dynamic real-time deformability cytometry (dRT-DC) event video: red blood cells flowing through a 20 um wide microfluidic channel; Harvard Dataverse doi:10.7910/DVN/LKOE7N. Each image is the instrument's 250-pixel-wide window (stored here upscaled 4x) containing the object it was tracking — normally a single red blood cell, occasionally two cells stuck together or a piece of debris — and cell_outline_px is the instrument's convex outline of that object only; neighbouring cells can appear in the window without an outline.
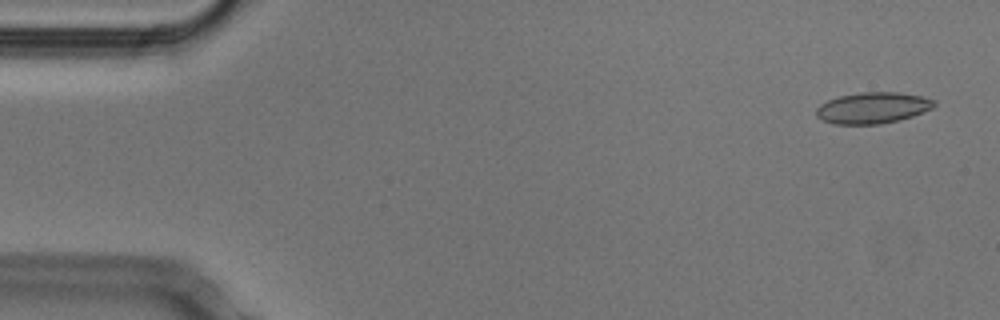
{"species": "Egyptian fruit bat (a non-hibernating species)", "species_latin": "Rousettus aegyptiacus", "temperature_condition": "cold", "stored_images_in_passage": 52, "camera_frame_rate_fps": 3000, "um_per_image_px": 0.085, "animal": {"sex": "male"}, "frame": {"image": 1, "passage_image": 2, "time_ms": 0.333, "image_size_px": [1000, 320], "cell_outline_px": [[936, 104], [932, 108], [912, 116], [900, 120], [880, 124], [832, 124], [816, 116], [816, 108], [820, 104], [828, 100], [840, 96], [860, 92], [900, 92], [924, 96], [936, 100]], "centroid_in_image_um": [74.2, 9.16], "position_along_channel_um": 10.8, "area_um2": 21.56}}
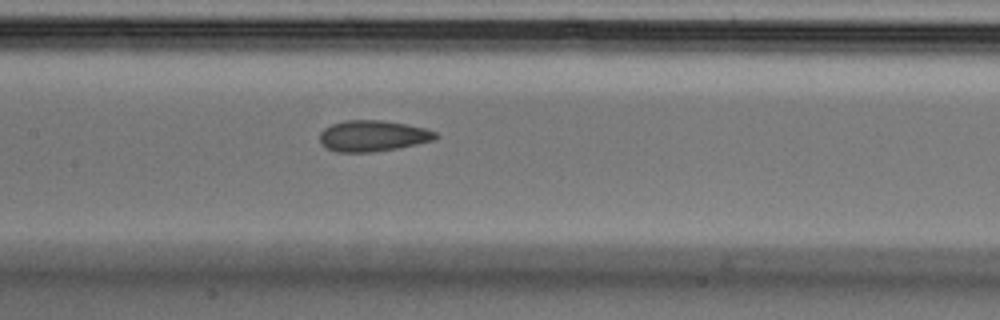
{"frame": {"image": 2, "passage_image": 24, "time_ms": 7.667, "image_size_px": [1000, 320], "cell_outline_px": [[440, 136], [436, 140], [396, 148], [372, 152], [336, 152], [324, 148], [320, 144], [320, 132], [324, 128], [332, 124], [344, 120], [380, 120], [408, 124], [424, 128], [436, 132]], "centroid_in_image_um": [31.67, 11.55], "position_along_channel_um": 175.7, "area_um2": 21.15}}
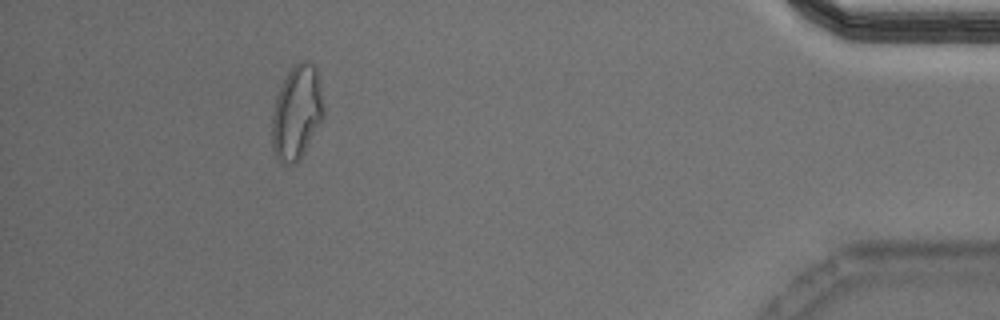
{"frame": {"image": 3, "passage_image": 47, "time_ms": 15.333, "image_size_px": [1000, 320], "cell_outline_px": [[324, 116], [300, 160], [296, 164], [284, 164], [276, 160], [272, 148], [272, 112], [276, 96], [288, 72], [300, 60], [308, 60], [316, 68], [324, 112]], "centroid_in_image_um": [25.2, 9.61], "position_along_channel_um": 410.0, "area_um2": 28.26}, "authors_computed_cell_mechanics": {"area_um2": 21.4727, "velocity_mm_per_s": 3.8075, "shape_relaxation_time_tau1_ms": null, "shape_relaxation_time_tau2_ms": 2.3904, "deformation_change_tau1": null, "deformation_change_tau2": 0.1011}}